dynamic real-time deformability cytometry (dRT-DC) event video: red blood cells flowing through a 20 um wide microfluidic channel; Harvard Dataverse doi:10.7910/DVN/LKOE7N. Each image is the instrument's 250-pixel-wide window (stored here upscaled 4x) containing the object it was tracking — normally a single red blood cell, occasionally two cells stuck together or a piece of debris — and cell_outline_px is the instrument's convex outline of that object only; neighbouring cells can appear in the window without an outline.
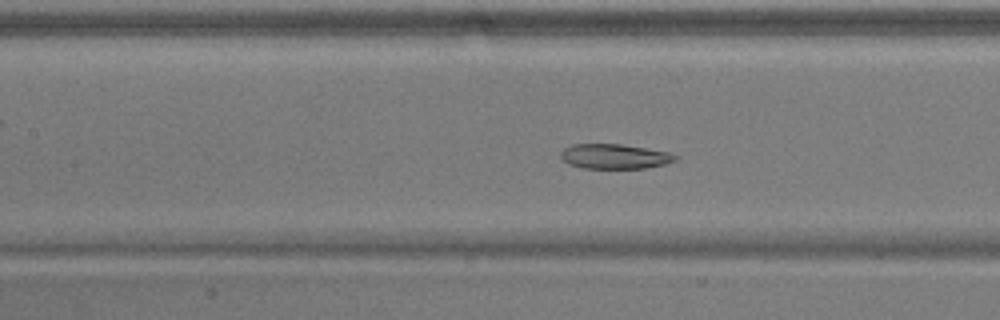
{"species": "common noctule bat (a hibernating species)", "species_latin": "Nyctalus noctula", "temperature_condition": "warm", "stored_images_in_passage": 53, "camera_frame_rate_fps": 3000, "um_per_image_px": 0.085, "animal": {"sex": "male", "body_mass_g": 17.9}, "frame": {"image": 1, "passage_image": 24, "time_ms": 7.667, "image_size_px": [1000, 320], "cell_outline_px": [[676, 160], [664, 164], [644, 168], [580, 168], [564, 160], [560, 156], [560, 152], [564, 148], [572, 144], [620, 144], [668, 152], [676, 156]], "centroid_in_image_um": [52.2, 13.29], "position_along_channel_um": 155.2, "area_um2": 16.3}}
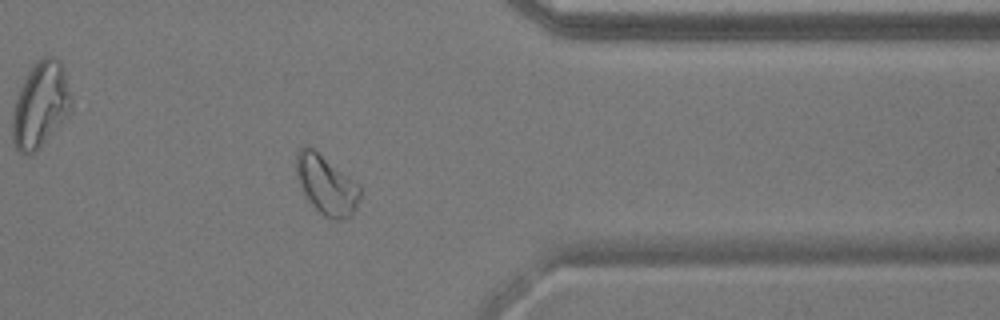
{"frame": {"image": 2, "passage_image": 43, "time_ms": 14.0, "image_size_px": [1000, 320], "cell_outline_px": [[360, 200], [352, 216], [340, 220], [332, 220], [324, 216], [304, 196], [296, 176], [296, 152], [300, 148], [308, 144], [352, 180], [360, 188]], "centroid_in_image_um": [27.71, 15.73], "position_along_channel_um": 383.7, "area_um2": 21.85}}
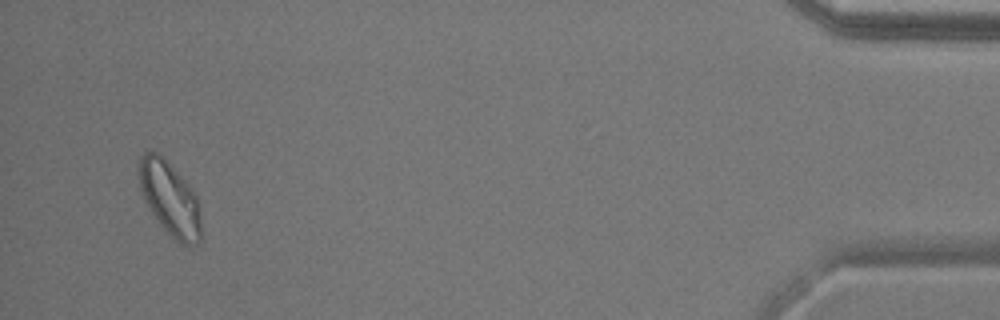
{"frame": {"image": 3, "passage_image": 51, "time_ms": 16.667, "image_size_px": [1000, 320], "cell_outline_px": [[200, 244], [180, 244], [160, 224], [152, 212], [140, 188], [140, 156], [144, 152], [152, 148], [164, 156], [188, 184], [196, 196], [200, 212]], "centroid_in_image_um": [14.45, 16.83], "position_along_channel_um": 420.8, "area_um2": 26.36}}